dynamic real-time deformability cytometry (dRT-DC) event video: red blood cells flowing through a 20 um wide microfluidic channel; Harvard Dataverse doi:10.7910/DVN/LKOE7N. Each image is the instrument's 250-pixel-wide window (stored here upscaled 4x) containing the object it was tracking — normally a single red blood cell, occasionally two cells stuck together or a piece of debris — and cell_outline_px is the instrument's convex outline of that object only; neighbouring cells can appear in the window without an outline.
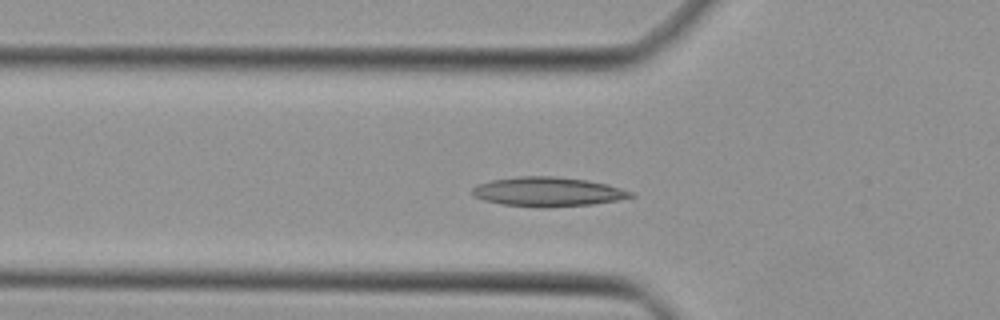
{"species": "Egyptian fruit bat (a non-hibernating species)", "species_latin": "Rousettus aegyptiacus", "temperature_condition": "cold", "stored_images_in_passage": 32, "camera_frame_rate_fps": 3000, "um_per_image_px": 0.085, "animal": {"sex": "female"}, "frame": {"image": 1, "passage_image": 12, "time_ms": 3.667, "image_size_px": [1000, 320], "cell_outline_px": [[624, 196], [604, 200], [576, 204], [516, 204], [496, 200], [504, 180], [576, 180], [596, 184], [612, 188]], "centroid_in_image_um": [47.08, 16.34], "position_along_channel_um": 78.7, "area_um2": 18.03}}
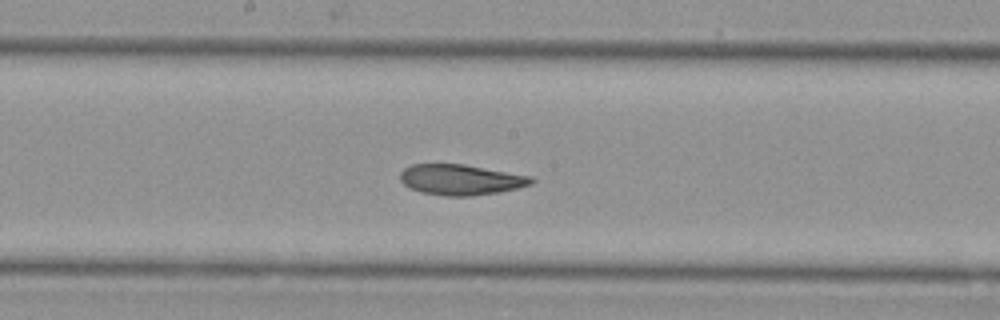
{"frame": {"image": 2, "passage_image": 21, "time_ms": 6.667, "image_size_px": [1000, 320], "cell_outline_px": [[532, 180], [524, 184], [508, 188], [488, 192], [432, 192], [416, 188], [408, 184], [404, 180], [404, 172], [408, 168], [420, 164], [456, 164], [516, 176]], "centroid_in_image_um": [39.0, 15.2], "position_along_channel_um": 209.2, "area_um2": 18.9}}
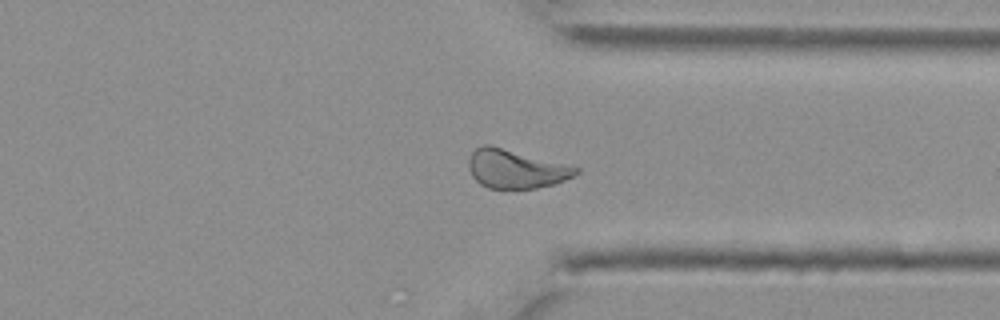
{"frame": {"image": 3, "passage_image": 32, "time_ms": 10.333, "image_size_px": [1000, 320], "cell_outline_px": [[568, 176], [560, 180], [548, 184], [528, 188], [492, 188], [484, 184], [472, 172], [472, 168], [480, 148], [496, 148], [508, 152]], "centroid_in_image_um": [43.45, 14.5], "position_along_channel_um": 368.0, "area_um2": 17.69}}